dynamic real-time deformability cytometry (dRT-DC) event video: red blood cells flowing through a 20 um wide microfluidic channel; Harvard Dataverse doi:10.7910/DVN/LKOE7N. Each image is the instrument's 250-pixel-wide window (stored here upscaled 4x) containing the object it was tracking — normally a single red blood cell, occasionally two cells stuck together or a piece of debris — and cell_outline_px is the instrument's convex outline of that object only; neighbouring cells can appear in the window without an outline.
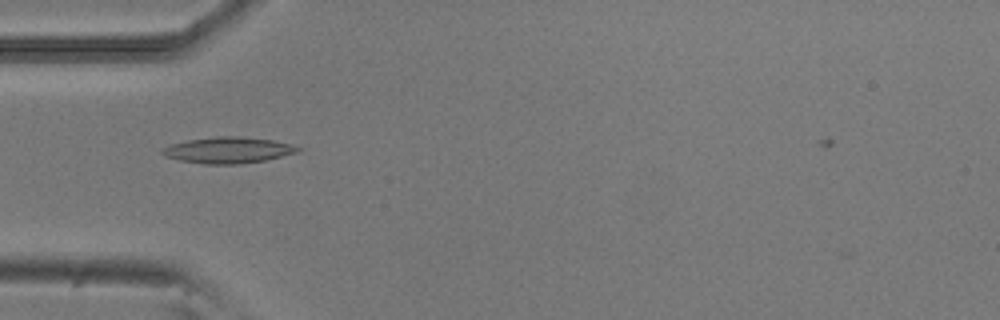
{"species": "common noctule bat (a hibernating species)", "species_latin": "Nyctalus noctula", "temperature_condition": "room temperature", "stored_images_in_passage": 4, "camera_frame_rate_fps": 3000, "um_per_image_px": 0.085, "animal": {"sex": "male", "body_mass_g": 20.5, "forearm_length_mm": 52.5}, "frame": {"image": 1, "passage_image": 1, "time_ms": 0.0, "image_size_px": [1000, 320], "cell_outline_px": [[304, 148], [300, 152], [264, 160], [240, 164], [204, 164], [180, 160], [164, 156], [160, 152], [160, 148], [168, 144], [188, 140], [216, 136], [236, 136], [272, 140], [292, 144]], "centroid_in_image_um": [19.38, 12.76], "position_along_channel_um": 65.6, "area_um2": 20.87}}
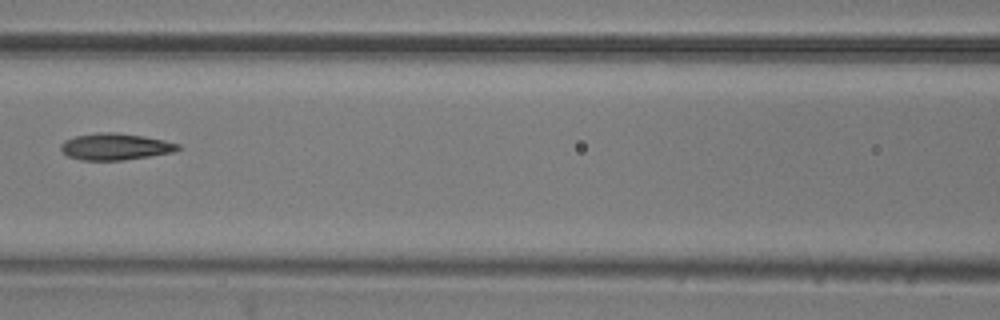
{"frame": {"image": 2, "passage_image": 3, "time_ms": 0.667, "image_size_px": [1000, 320], "cell_outline_px": [[184, 148], [172, 152], [124, 160], [84, 160], [68, 156], [60, 148], [60, 144], [64, 140], [76, 136], [96, 132], [116, 132], [144, 136], [164, 140], [180, 144]], "centroid_in_image_um": [9.82, 12.45], "position_along_channel_um": 156.8, "area_um2": 18.21}}
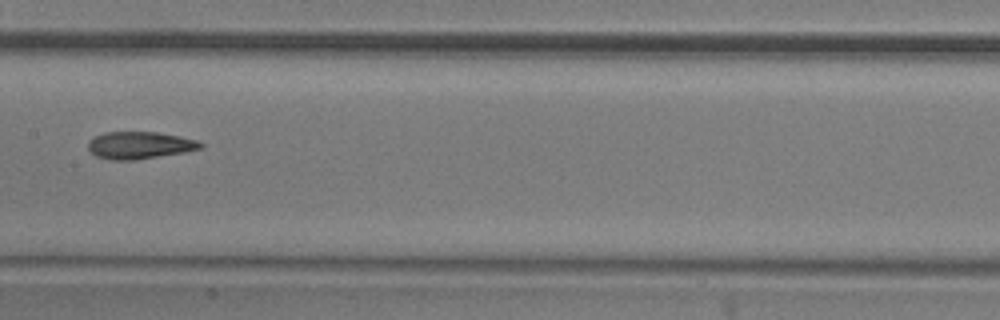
{"frame": {"image": 3, "passage_image": 4, "time_ms": 1.0, "image_size_px": [1000, 320], "cell_outline_px": [[204, 148], [184, 152], [132, 160], [112, 160], [96, 156], [88, 148], [88, 140], [104, 132], [156, 132], [180, 136], [196, 140], [204, 144]], "centroid_in_image_um": [11.88, 12.34], "position_along_channel_um": 195.5, "area_um2": 17.74}}